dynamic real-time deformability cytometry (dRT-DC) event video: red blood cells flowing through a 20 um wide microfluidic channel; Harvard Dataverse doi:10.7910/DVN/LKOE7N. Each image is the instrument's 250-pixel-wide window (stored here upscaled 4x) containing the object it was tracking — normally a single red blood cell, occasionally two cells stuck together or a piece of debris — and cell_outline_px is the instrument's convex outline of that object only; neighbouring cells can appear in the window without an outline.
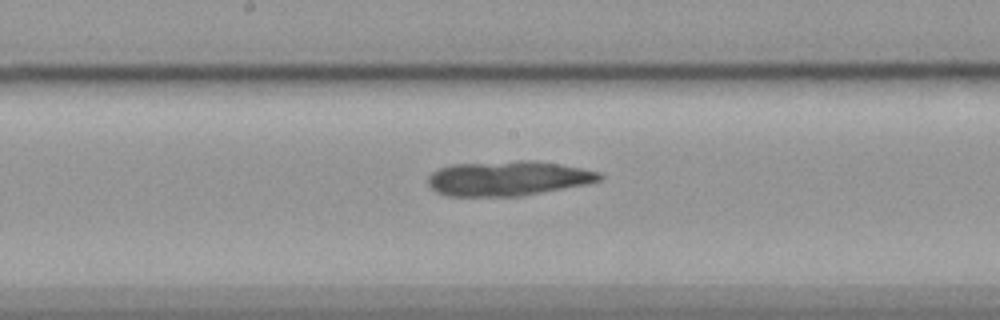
{"species": "common noctule bat (a hibernating species)", "species_latin": "Nyctalus noctula", "temperature_condition": "cold", "stored_images_in_passage": 39, "camera_frame_rate_fps": 3000, "um_per_image_px": 0.085, "animal": {"sex": "female", "body_mass_g": 19.9}, "frame": {"image": 1, "passage_image": 12, "time_ms": 3.667, "image_size_px": [1000, 320], "cell_outline_px": [[604, 176], [600, 180], [588, 184], [524, 196], [448, 196], [436, 192], [428, 184], [428, 176], [432, 172], [440, 168], [452, 164], [516, 160], [532, 160], [580, 168], [600, 172]], "centroid_in_image_um": [43.18, 15.16], "position_along_channel_um": 205.0, "area_um2": 34.97}}
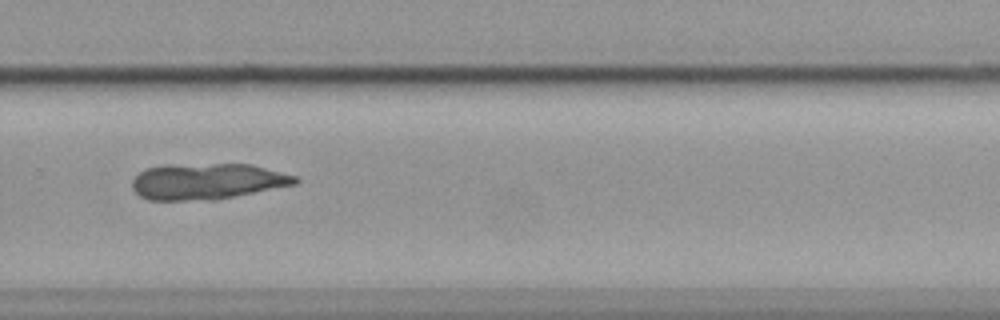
{"frame": {"image": 2, "passage_image": 21, "time_ms": 6.667, "image_size_px": [1000, 320], "cell_outline_px": [[300, 180], [296, 184], [216, 200], [148, 200], [140, 196], [132, 188], [132, 180], [140, 172], [148, 168], [168, 164], [252, 164], [296, 176]], "centroid_in_image_um": [17.61, 15.42], "position_along_channel_um": 312.2, "area_um2": 34.33}}
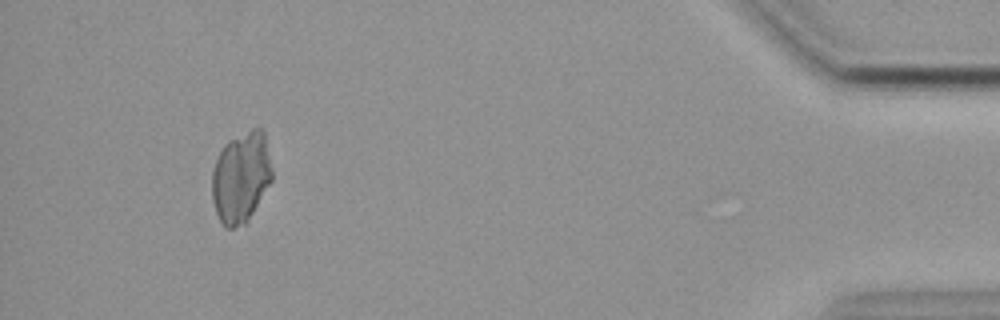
{"frame": {"image": 3, "passage_image": 35, "time_ms": 11.333, "image_size_px": [1000, 320], "cell_outline_px": [[272, 180], [248, 220], [244, 224], [232, 228], [224, 228], [216, 212], [212, 200], [212, 172], [216, 160], [224, 144], [228, 140], [252, 128], [260, 128], [264, 132], [272, 168]], "centroid_in_image_um": [20.48, 15.06], "position_along_channel_um": 414.7, "area_um2": 31.79}}